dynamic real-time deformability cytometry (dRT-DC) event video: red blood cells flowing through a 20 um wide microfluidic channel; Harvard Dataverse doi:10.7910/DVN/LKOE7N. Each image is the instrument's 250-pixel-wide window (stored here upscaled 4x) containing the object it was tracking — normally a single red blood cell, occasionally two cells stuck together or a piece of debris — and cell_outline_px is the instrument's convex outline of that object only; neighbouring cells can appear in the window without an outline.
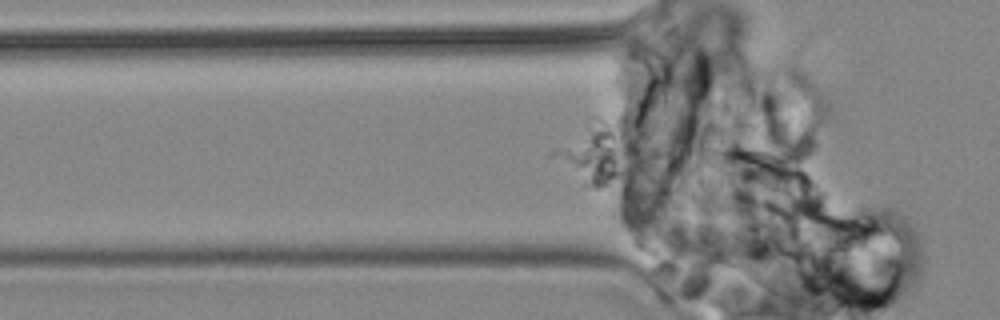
{"species": "common noctule bat (a hibernating species)", "species_latin": "Nyctalus noctula", "temperature_condition": "cold", "stored_images_in_passage": 2, "camera_frame_rate_fps": 3000, "um_per_image_px": 0.085, "animal": {"sex": "male", "body_mass_g": 19.2, "forearm_length_mm": 51.8}, "frame": {"image": 1, "passage_image": 2, "time_ms": 1.333, "image_size_px": [1000, 320], "cell_outline_px": [[896, 240], [860, 248], [836, 248], [800, 216], [800, 208], [892, 232]], "centroid_in_image_um": [71.89, 19.65], "position_along_channel_um": 53.9, "area_um2": 13.76}}